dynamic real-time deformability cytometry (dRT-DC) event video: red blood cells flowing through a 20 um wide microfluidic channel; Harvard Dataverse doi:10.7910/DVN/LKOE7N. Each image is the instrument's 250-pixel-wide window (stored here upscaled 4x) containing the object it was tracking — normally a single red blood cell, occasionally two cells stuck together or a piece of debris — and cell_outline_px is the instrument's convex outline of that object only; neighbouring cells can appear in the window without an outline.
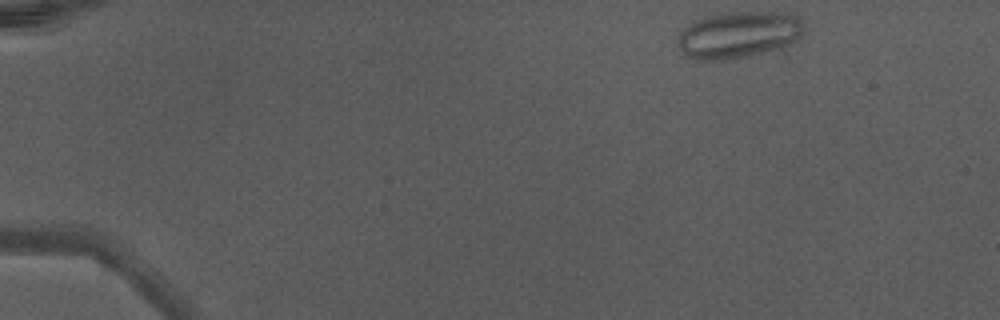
{"species": "Egyptian fruit bat (a non-hibernating species)", "species_latin": "Rousettus aegyptiacus", "temperature_condition": "warm", "stored_images_in_passage": 43, "camera_frame_rate_fps": 3000, "um_per_image_px": 0.085, "animal": {"sex": "male"}, "frame": {"image": 1, "passage_image": 1, "time_ms": 0.0, "image_size_px": [1000, 320], "cell_outline_px": [[804, 32], [796, 40], [788, 44], [748, 56], [720, 60], [700, 60], [684, 52], [676, 44], [676, 40], [696, 20], [704, 16], [728, 12], [772, 12], [796, 16], [804, 20]], "centroid_in_image_um": [62.82, 2.93], "position_along_channel_um": 22.2, "area_um2": 33.52}, "authors_computed_cell_mechanics": {"area_um2": 27.3394, "velocity_mm_per_s": 4.4057, "shape_relaxation_time_tau1_ms": null, "shape_relaxation_time_tau2_ms": 1.587, "deformation_change_tau1": null, "deformation_change_tau2": 0.0977}}